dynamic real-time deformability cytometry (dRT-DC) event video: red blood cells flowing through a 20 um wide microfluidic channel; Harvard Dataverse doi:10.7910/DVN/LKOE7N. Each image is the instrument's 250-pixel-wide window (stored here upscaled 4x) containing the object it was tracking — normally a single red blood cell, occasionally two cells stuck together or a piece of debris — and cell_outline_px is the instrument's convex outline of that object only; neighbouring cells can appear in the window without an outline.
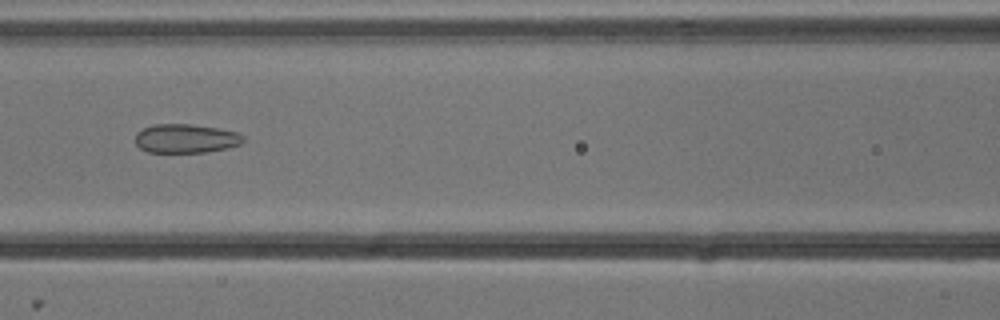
{"species": "common noctule bat (a hibernating species)", "species_latin": "Nyctalus noctula", "temperature_condition": "cold", "stored_images_in_passage": 8, "camera_frame_rate_fps": 3000, "um_per_image_px": 0.085, "animal": {"sex": "male", "body_mass_g": 13.3}, "frame": {"image": 1, "passage_image": 6, "time_ms": 1.667, "image_size_px": [1000, 320], "cell_outline_px": [[244, 140], [240, 144], [228, 148], [204, 152], [148, 152], [140, 148], [136, 144], [136, 132], [152, 124], [188, 124], [216, 128], [236, 132], [244, 136]], "centroid_in_image_um": [15.78, 11.77], "position_along_channel_um": 150.8, "area_um2": 18.09}}
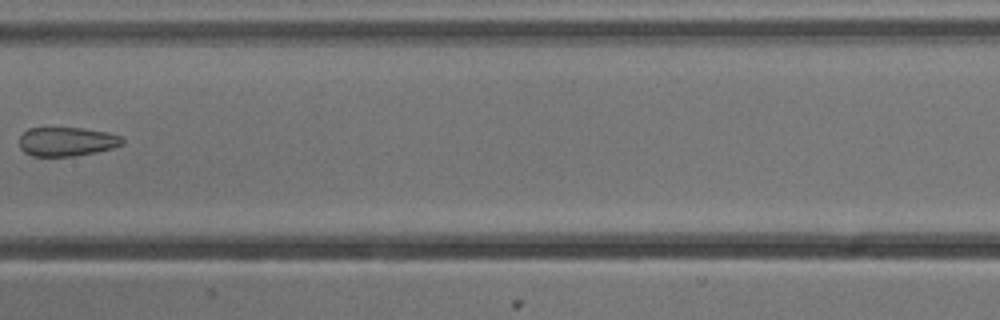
{"frame": {"image": 2, "passage_image": 7, "time_ms": 2.0, "image_size_px": [1000, 320], "cell_outline_px": [[124, 144], [112, 148], [96, 152], [72, 156], [32, 156], [24, 152], [20, 148], [20, 136], [28, 128], [84, 128], [108, 132], [120, 136], [124, 140]], "centroid_in_image_um": [5.68, 12.03], "position_along_channel_um": 201.7, "area_um2": 17.46}}
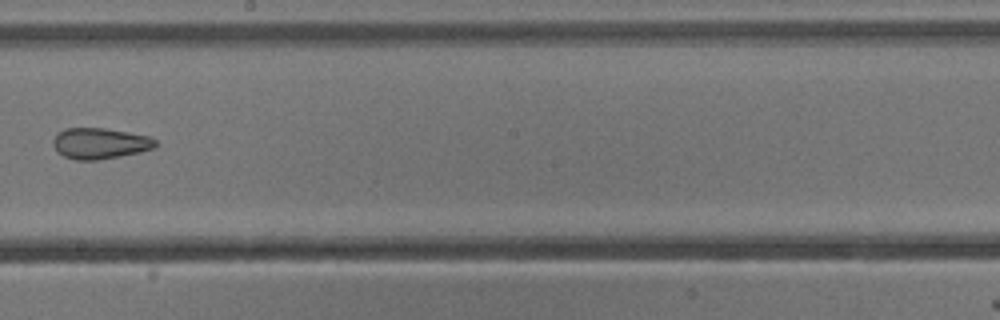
{"frame": {"image": 3, "passage_image": 8, "time_ms": 2.333, "image_size_px": [1000, 320], "cell_outline_px": [[156, 148], [140, 152], [120, 156], [96, 160], [76, 160], [64, 156], [56, 152], [52, 144], [52, 140], [64, 128], [104, 128], [128, 132], [148, 136], [156, 140]], "centroid_in_image_um": [8.48, 12.19], "position_along_channel_um": 239.7, "area_um2": 18.5}}